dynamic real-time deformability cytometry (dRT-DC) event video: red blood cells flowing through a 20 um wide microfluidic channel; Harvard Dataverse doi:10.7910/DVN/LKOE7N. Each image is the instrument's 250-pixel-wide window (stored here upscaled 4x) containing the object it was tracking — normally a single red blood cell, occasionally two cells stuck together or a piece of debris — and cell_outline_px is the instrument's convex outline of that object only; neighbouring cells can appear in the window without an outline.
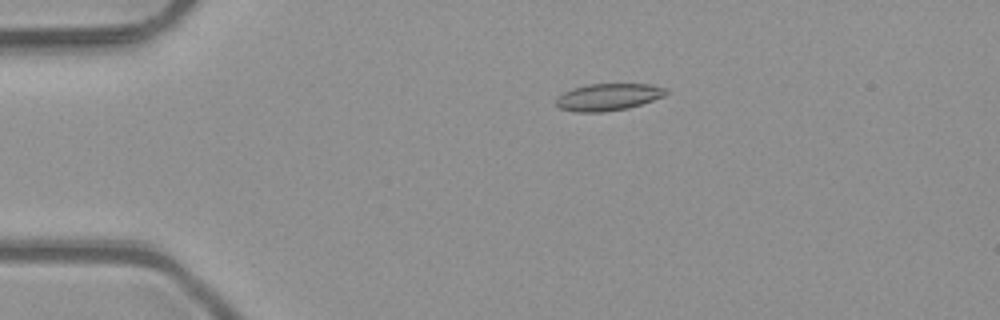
{"species": "common noctule bat (a hibernating species)", "species_latin": "Nyctalus noctula", "temperature_condition": "room temperature", "stored_images_in_passage": 51, "camera_frame_rate_fps": 3000, "um_per_image_px": 0.085, "animal": {"sex": "male", "body_mass_g": 23.1, "forearm_length_mm": 52.7}, "frame": {"image": 1, "passage_image": 11, "time_ms": 3.333, "image_size_px": [1000, 320], "cell_outline_px": [[668, 92], [664, 96], [628, 108], [604, 112], [576, 112], [556, 108], [556, 96], [572, 88], [588, 84], [652, 84], [668, 88]], "centroid_in_image_um": [51.67, 8.24], "position_along_channel_um": 33.3, "area_um2": 17.51}}
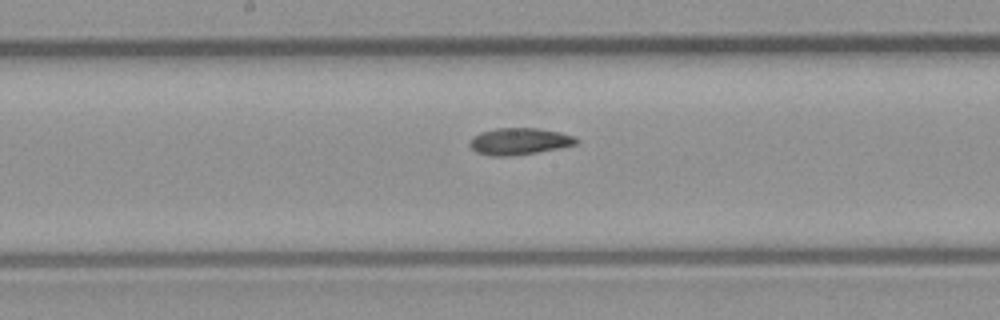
{"frame": {"image": 2, "passage_image": 27, "time_ms": 8.667, "image_size_px": [1000, 320], "cell_outline_px": [[580, 140], [576, 144], [560, 148], [512, 156], [492, 156], [476, 152], [468, 144], [472, 136], [480, 132], [496, 128], [536, 128], [560, 132], [576, 136]], "centroid_in_image_um": [44.14, 12.01], "position_along_channel_um": 204.1, "area_um2": 16.76}}
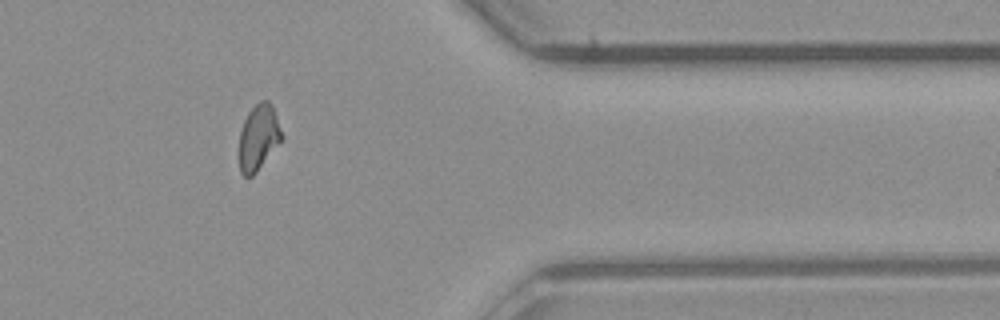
{"frame": {"image": 3, "passage_image": 42, "time_ms": 13.667, "image_size_px": [1000, 320], "cell_outline_px": [[284, 136], [256, 172], [252, 176], [244, 176], [240, 172], [240, 132], [244, 120], [248, 112], [260, 100], [268, 100], [272, 104]], "centroid_in_image_um": [21.98, 11.64], "position_along_channel_um": 389.4, "area_um2": 16.07}}